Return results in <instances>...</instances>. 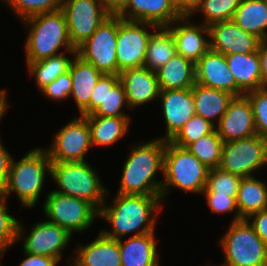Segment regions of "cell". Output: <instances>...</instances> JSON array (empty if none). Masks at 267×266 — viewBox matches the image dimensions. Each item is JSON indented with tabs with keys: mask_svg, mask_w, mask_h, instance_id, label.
<instances>
[{
	"mask_svg": "<svg viewBox=\"0 0 267 266\" xmlns=\"http://www.w3.org/2000/svg\"><path fill=\"white\" fill-rule=\"evenodd\" d=\"M161 196L134 195L117 193L113 206L106 203L99 210V216L111 224V231L101 230L110 238L121 239L155 232L158 214L162 210ZM140 228V229H139Z\"/></svg>",
	"mask_w": 267,
	"mask_h": 266,
	"instance_id": "obj_1",
	"label": "cell"
},
{
	"mask_svg": "<svg viewBox=\"0 0 267 266\" xmlns=\"http://www.w3.org/2000/svg\"><path fill=\"white\" fill-rule=\"evenodd\" d=\"M165 140L153 139L131 147L123 164L118 193L161 196L163 180H155L158 171L163 173Z\"/></svg>",
	"mask_w": 267,
	"mask_h": 266,
	"instance_id": "obj_2",
	"label": "cell"
},
{
	"mask_svg": "<svg viewBox=\"0 0 267 266\" xmlns=\"http://www.w3.org/2000/svg\"><path fill=\"white\" fill-rule=\"evenodd\" d=\"M22 21L29 28L24 43L26 62H35L66 52L73 56L77 54V49L69 39L66 17L61 9L37 14ZM62 46L65 51H59Z\"/></svg>",
	"mask_w": 267,
	"mask_h": 266,
	"instance_id": "obj_3",
	"label": "cell"
},
{
	"mask_svg": "<svg viewBox=\"0 0 267 266\" xmlns=\"http://www.w3.org/2000/svg\"><path fill=\"white\" fill-rule=\"evenodd\" d=\"M51 165L46 150L39 147L27 152L17 162L12 158L4 196L8 199L12 192L16 193L22 207H34L46 175H51Z\"/></svg>",
	"mask_w": 267,
	"mask_h": 266,
	"instance_id": "obj_4",
	"label": "cell"
},
{
	"mask_svg": "<svg viewBox=\"0 0 267 266\" xmlns=\"http://www.w3.org/2000/svg\"><path fill=\"white\" fill-rule=\"evenodd\" d=\"M209 168L201 163L187 148L165 141L161 197L166 199L170 188L201 194L206 187Z\"/></svg>",
	"mask_w": 267,
	"mask_h": 266,
	"instance_id": "obj_5",
	"label": "cell"
},
{
	"mask_svg": "<svg viewBox=\"0 0 267 266\" xmlns=\"http://www.w3.org/2000/svg\"><path fill=\"white\" fill-rule=\"evenodd\" d=\"M50 176L59 187L53 191L84 199L98 211L106 201L105 195L109 194L97 171L87 161L52 162Z\"/></svg>",
	"mask_w": 267,
	"mask_h": 266,
	"instance_id": "obj_6",
	"label": "cell"
},
{
	"mask_svg": "<svg viewBox=\"0 0 267 266\" xmlns=\"http://www.w3.org/2000/svg\"><path fill=\"white\" fill-rule=\"evenodd\" d=\"M219 244L225 259L220 266H267V245L246 219L231 222Z\"/></svg>",
	"mask_w": 267,
	"mask_h": 266,
	"instance_id": "obj_7",
	"label": "cell"
},
{
	"mask_svg": "<svg viewBox=\"0 0 267 266\" xmlns=\"http://www.w3.org/2000/svg\"><path fill=\"white\" fill-rule=\"evenodd\" d=\"M43 213L52 222L73 232H83L99 217V211L88 201L51 191L45 198Z\"/></svg>",
	"mask_w": 267,
	"mask_h": 266,
	"instance_id": "obj_8",
	"label": "cell"
},
{
	"mask_svg": "<svg viewBox=\"0 0 267 266\" xmlns=\"http://www.w3.org/2000/svg\"><path fill=\"white\" fill-rule=\"evenodd\" d=\"M267 165V139L260 135L223 143L220 168L241 178ZM253 174V175H252Z\"/></svg>",
	"mask_w": 267,
	"mask_h": 266,
	"instance_id": "obj_9",
	"label": "cell"
},
{
	"mask_svg": "<svg viewBox=\"0 0 267 266\" xmlns=\"http://www.w3.org/2000/svg\"><path fill=\"white\" fill-rule=\"evenodd\" d=\"M121 17L110 15L77 48V54L105 74H117L116 40Z\"/></svg>",
	"mask_w": 267,
	"mask_h": 266,
	"instance_id": "obj_10",
	"label": "cell"
},
{
	"mask_svg": "<svg viewBox=\"0 0 267 266\" xmlns=\"http://www.w3.org/2000/svg\"><path fill=\"white\" fill-rule=\"evenodd\" d=\"M157 28L158 26L151 23L121 18L116 40L118 75L124 70L144 65L149 38Z\"/></svg>",
	"mask_w": 267,
	"mask_h": 266,
	"instance_id": "obj_11",
	"label": "cell"
},
{
	"mask_svg": "<svg viewBox=\"0 0 267 266\" xmlns=\"http://www.w3.org/2000/svg\"><path fill=\"white\" fill-rule=\"evenodd\" d=\"M69 39L77 49L110 16L101 0H62Z\"/></svg>",
	"mask_w": 267,
	"mask_h": 266,
	"instance_id": "obj_12",
	"label": "cell"
},
{
	"mask_svg": "<svg viewBox=\"0 0 267 266\" xmlns=\"http://www.w3.org/2000/svg\"><path fill=\"white\" fill-rule=\"evenodd\" d=\"M93 147L91 131L84 116L76 117L57 131L49 148L45 149L52 162H82Z\"/></svg>",
	"mask_w": 267,
	"mask_h": 266,
	"instance_id": "obj_13",
	"label": "cell"
},
{
	"mask_svg": "<svg viewBox=\"0 0 267 266\" xmlns=\"http://www.w3.org/2000/svg\"><path fill=\"white\" fill-rule=\"evenodd\" d=\"M23 223L19 222L18 240L24 238L23 252L53 257L59 261L62 258V250L71 242L72 234L48 220L37 222L29 232L24 235Z\"/></svg>",
	"mask_w": 267,
	"mask_h": 266,
	"instance_id": "obj_14",
	"label": "cell"
},
{
	"mask_svg": "<svg viewBox=\"0 0 267 266\" xmlns=\"http://www.w3.org/2000/svg\"><path fill=\"white\" fill-rule=\"evenodd\" d=\"M129 109L126 93L119 75L103 73L98 79L89 102V115L104 117L128 116L122 110Z\"/></svg>",
	"mask_w": 267,
	"mask_h": 266,
	"instance_id": "obj_15",
	"label": "cell"
},
{
	"mask_svg": "<svg viewBox=\"0 0 267 266\" xmlns=\"http://www.w3.org/2000/svg\"><path fill=\"white\" fill-rule=\"evenodd\" d=\"M191 22L189 15H182L167 28L173 34L177 53L195 64L210 49L209 28L202 22Z\"/></svg>",
	"mask_w": 267,
	"mask_h": 266,
	"instance_id": "obj_16",
	"label": "cell"
},
{
	"mask_svg": "<svg viewBox=\"0 0 267 266\" xmlns=\"http://www.w3.org/2000/svg\"><path fill=\"white\" fill-rule=\"evenodd\" d=\"M210 49L224 55L258 51L260 40L244 31L233 20L219 21L208 26Z\"/></svg>",
	"mask_w": 267,
	"mask_h": 266,
	"instance_id": "obj_17",
	"label": "cell"
},
{
	"mask_svg": "<svg viewBox=\"0 0 267 266\" xmlns=\"http://www.w3.org/2000/svg\"><path fill=\"white\" fill-rule=\"evenodd\" d=\"M215 127L223 142L257 135L249 99L245 95L234 97Z\"/></svg>",
	"mask_w": 267,
	"mask_h": 266,
	"instance_id": "obj_18",
	"label": "cell"
},
{
	"mask_svg": "<svg viewBox=\"0 0 267 266\" xmlns=\"http://www.w3.org/2000/svg\"><path fill=\"white\" fill-rule=\"evenodd\" d=\"M159 98L166 125V134L160 139L170 141L183 125L196 114L192 88L160 90Z\"/></svg>",
	"mask_w": 267,
	"mask_h": 266,
	"instance_id": "obj_19",
	"label": "cell"
},
{
	"mask_svg": "<svg viewBox=\"0 0 267 266\" xmlns=\"http://www.w3.org/2000/svg\"><path fill=\"white\" fill-rule=\"evenodd\" d=\"M195 81L198 84L226 91L237 97V84L228 67L225 55L209 49L195 63Z\"/></svg>",
	"mask_w": 267,
	"mask_h": 266,
	"instance_id": "obj_20",
	"label": "cell"
},
{
	"mask_svg": "<svg viewBox=\"0 0 267 266\" xmlns=\"http://www.w3.org/2000/svg\"><path fill=\"white\" fill-rule=\"evenodd\" d=\"M129 108H137L159 97L156 72L145 66L127 69L119 74Z\"/></svg>",
	"mask_w": 267,
	"mask_h": 266,
	"instance_id": "obj_21",
	"label": "cell"
},
{
	"mask_svg": "<svg viewBox=\"0 0 267 266\" xmlns=\"http://www.w3.org/2000/svg\"><path fill=\"white\" fill-rule=\"evenodd\" d=\"M118 16L128 21H140L158 27H167L179 19L182 14L170 0H129Z\"/></svg>",
	"mask_w": 267,
	"mask_h": 266,
	"instance_id": "obj_22",
	"label": "cell"
},
{
	"mask_svg": "<svg viewBox=\"0 0 267 266\" xmlns=\"http://www.w3.org/2000/svg\"><path fill=\"white\" fill-rule=\"evenodd\" d=\"M69 266H122L119 242L101 231L88 245H80Z\"/></svg>",
	"mask_w": 267,
	"mask_h": 266,
	"instance_id": "obj_23",
	"label": "cell"
},
{
	"mask_svg": "<svg viewBox=\"0 0 267 266\" xmlns=\"http://www.w3.org/2000/svg\"><path fill=\"white\" fill-rule=\"evenodd\" d=\"M72 57L73 60L69 68L72 77L70 96L73 97L81 116H87L89 115L91 94L103 73L94 65L81 58L78 54Z\"/></svg>",
	"mask_w": 267,
	"mask_h": 266,
	"instance_id": "obj_24",
	"label": "cell"
},
{
	"mask_svg": "<svg viewBox=\"0 0 267 266\" xmlns=\"http://www.w3.org/2000/svg\"><path fill=\"white\" fill-rule=\"evenodd\" d=\"M237 84V97L261 88V69L258 51L225 55Z\"/></svg>",
	"mask_w": 267,
	"mask_h": 266,
	"instance_id": "obj_25",
	"label": "cell"
},
{
	"mask_svg": "<svg viewBox=\"0 0 267 266\" xmlns=\"http://www.w3.org/2000/svg\"><path fill=\"white\" fill-rule=\"evenodd\" d=\"M154 233L118 239L122 266H160Z\"/></svg>",
	"mask_w": 267,
	"mask_h": 266,
	"instance_id": "obj_26",
	"label": "cell"
},
{
	"mask_svg": "<svg viewBox=\"0 0 267 266\" xmlns=\"http://www.w3.org/2000/svg\"><path fill=\"white\" fill-rule=\"evenodd\" d=\"M196 115L217 124L224 115L234 95L198 83L192 87ZM217 120V121H216ZM216 122V123H215Z\"/></svg>",
	"mask_w": 267,
	"mask_h": 266,
	"instance_id": "obj_27",
	"label": "cell"
},
{
	"mask_svg": "<svg viewBox=\"0 0 267 266\" xmlns=\"http://www.w3.org/2000/svg\"><path fill=\"white\" fill-rule=\"evenodd\" d=\"M160 90L190 89L195 81V64L176 53L156 71Z\"/></svg>",
	"mask_w": 267,
	"mask_h": 266,
	"instance_id": "obj_28",
	"label": "cell"
},
{
	"mask_svg": "<svg viewBox=\"0 0 267 266\" xmlns=\"http://www.w3.org/2000/svg\"><path fill=\"white\" fill-rule=\"evenodd\" d=\"M91 131L92 146H110L115 144L129 130L130 116L104 117L98 115L84 116Z\"/></svg>",
	"mask_w": 267,
	"mask_h": 266,
	"instance_id": "obj_29",
	"label": "cell"
},
{
	"mask_svg": "<svg viewBox=\"0 0 267 266\" xmlns=\"http://www.w3.org/2000/svg\"><path fill=\"white\" fill-rule=\"evenodd\" d=\"M232 20L260 41L267 39V6L265 0H241Z\"/></svg>",
	"mask_w": 267,
	"mask_h": 266,
	"instance_id": "obj_30",
	"label": "cell"
},
{
	"mask_svg": "<svg viewBox=\"0 0 267 266\" xmlns=\"http://www.w3.org/2000/svg\"><path fill=\"white\" fill-rule=\"evenodd\" d=\"M240 220L267 209V183L254 176L243 177L236 196Z\"/></svg>",
	"mask_w": 267,
	"mask_h": 266,
	"instance_id": "obj_31",
	"label": "cell"
},
{
	"mask_svg": "<svg viewBox=\"0 0 267 266\" xmlns=\"http://www.w3.org/2000/svg\"><path fill=\"white\" fill-rule=\"evenodd\" d=\"M176 53V42L172 32L167 27H158L157 32L153 31L149 38L143 66L156 72Z\"/></svg>",
	"mask_w": 267,
	"mask_h": 266,
	"instance_id": "obj_32",
	"label": "cell"
},
{
	"mask_svg": "<svg viewBox=\"0 0 267 266\" xmlns=\"http://www.w3.org/2000/svg\"><path fill=\"white\" fill-rule=\"evenodd\" d=\"M73 58L64 53L41 59L35 62H26L30 76L35 77L40 91L54 81L60 74L69 71Z\"/></svg>",
	"mask_w": 267,
	"mask_h": 266,
	"instance_id": "obj_33",
	"label": "cell"
},
{
	"mask_svg": "<svg viewBox=\"0 0 267 266\" xmlns=\"http://www.w3.org/2000/svg\"><path fill=\"white\" fill-rule=\"evenodd\" d=\"M241 0H197L189 16L202 13L203 24L209 26L215 22L232 20Z\"/></svg>",
	"mask_w": 267,
	"mask_h": 266,
	"instance_id": "obj_34",
	"label": "cell"
},
{
	"mask_svg": "<svg viewBox=\"0 0 267 266\" xmlns=\"http://www.w3.org/2000/svg\"><path fill=\"white\" fill-rule=\"evenodd\" d=\"M223 140L216 129L191 143L187 149L209 169L218 168L221 164Z\"/></svg>",
	"mask_w": 267,
	"mask_h": 266,
	"instance_id": "obj_35",
	"label": "cell"
},
{
	"mask_svg": "<svg viewBox=\"0 0 267 266\" xmlns=\"http://www.w3.org/2000/svg\"><path fill=\"white\" fill-rule=\"evenodd\" d=\"M216 129L215 124L202 116L193 115L170 140L176 146L187 148L200 137L212 133Z\"/></svg>",
	"mask_w": 267,
	"mask_h": 266,
	"instance_id": "obj_36",
	"label": "cell"
},
{
	"mask_svg": "<svg viewBox=\"0 0 267 266\" xmlns=\"http://www.w3.org/2000/svg\"><path fill=\"white\" fill-rule=\"evenodd\" d=\"M241 177L218 168L208 172L207 184L202 192H217L222 195L236 197L241 182Z\"/></svg>",
	"mask_w": 267,
	"mask_h": 266,
	"instance_id": "obj_37",
	"label": "cell"
},
{
	"mask_svg": "<svg viewBox=\"0 0 267 266\" xmlns=\"http://www.w3.org/2000/svg\"><path fill=\"white\" fill-rule=\"evenodd\" d=\"M22 20L61 9L62 0H3Z\"/></svg>",
	"mask_w": 267,
	"mask_h": 266,
	"instance_id": "obj_38",
	"label": "cell"
},
{
	"mask_svg": "<svg viewBox=\"0 0 267 266\" xmlns=\"http://www.w3.org/2000/svg\"><path fill=\"white\" fill-rule=\"evenodd\" d=\"M250 101L257 135L267 139V88L244 94Z\"/></svg>",
	"mask_w": 267,
	"mask_h": 266,
	"instance_id": "obj_39",
	"label": "cell"
},
{
	"mask_svg": "<svg viewBox=\"0 0 267 266\" xmlns=\"http://www.w3.org/2000/svg\"><path fill=\"white\" fill-rule=\"evenodd\" d=\"M7 198L0 193V243L8 248L18 241L19 222L11 216L6 205Z\"/></svg>",
	"mask_w": 267,
	"mask_h": 266,
	"instance_id": "obj_40",
	"label": "cell"
},
{
	"mask_svg": "<svg viewBox=\"0 0 267 266\" xmlns=\"http://www.w3.org/2000/svg\"><path fill=\"white\" fill-rule=\"evenodd\" d=\"M72 77L70 71L60 74L54 81L44 87L41 92L50 100L63 101L70 97Z\"/></svg>",
	"mask_w": 267,
	"mask_h": 266,
	"instance_id": "obj_41",
	"label": "cell"
},
{
	"mask_svg": "<svg viewBox=\"0 0 267 266\" xmlns=\"http://www.w3.org/2000/svg\"><path fill=\"white\" fill-rule=\"evenodd\" d=\"M205 195L207 204L213 213H228L236 211L232 222L239 221L240 215L236 205V197L218 194L217 192H201Z\"/></svg>",
	"mask_w": 267,
	"mask_h": 266,
	"instance_id": "obj_42",
	"label": "cell"
},
{
	"mask_svg": "<svg viewBox=\"0 0 267 266\" xmlns=\"http://www.w3.org/2000/svg\"><path fill=\"white\" fill-rule=\"evenodd\" d=\"M246 220L253 227L261 240L267 245V209L251 214Z\"/></svg>",
	"mask_w": 267,
	"mask_h": 266,
	"instance_id": "obj_43",
	"label": "cell"
},
{
	"mask_svg": "<svg viewBox=\"0 0 267 266\" xmlns=\"http://www.w3.org/2000/svg\"><path fill=\"white\" fill-rule=\"evenodd\" d=\"M12 158L0 139V193H3L6 187Z\"/></svg>",
	"mask_w": 267,
	"mask_h": 266,
	"instance_id": "obj_44",
	"label": "cell"
},
{
	"mask_svg": "<svg viewBox=\"0 0 267 266\" xmlns=\"http://www.w3.org/2000/svg\"><path fill=\"white\" fill-rule=\"evenodd\" d=\"M26 258L19 266H56L59 263L58 259L48 256L25 253Z\"/></svg>",
	"mask_w": 267,
	"mask_h": 266,
	"instance_id": "obj_45",
	"label": "cell"
},
{
	"mask_svg": "<svg viewBox=\"0 0 267 266\" xmlns=\"http://www.w3.org/2000/svg\"><path fill=\"white\" fill-rule=\"evenodd\" d=\"M258 54L260 57L261 88H267V39L259 42Z\"/></svg>",
	"mask_w": 267,
	"mask_h": 266,
	"instance_id": "obj_46",
	"label": "cell"
},
{
	"mask_svg": "<svg viewBox=\"0 0 267 266\" xmlns=\"http://www.w3.org/2000/svg\"><path fill=\"white\" fill-rule=\"evenodd\" d=\"M110 15H118L127 5L129 0H101Z\"/></svg>",
	"mask_w": 267,
	"mask_h": 266,
	"instance_id": "obj_47",
	"label": "cell"
},
{
	"mask_svg": "<svg viewBox=\"0 0 267 266\" xmlns=\"http://www.w3.org/2000/svg\"><path fill=\"white\" fill-rule=\"evenodd\" d=\"M197 0H170L174 7L182 14L189 15Z\"/></svg>",
	"mask_w": 267,
	"mask_h": 266,
	"instance_id": "obj_48",
	"label": "cell"
},
{
	"mask_svg": "<svg viewBox=\"0 0 267 266\" xmlns=\"http://www.w3.org/2000/svg\"><path fill=\"white\" fill-rule=\"evenodd\" d=\"M6 90H0V121L8 109Z\"/></svg>",
	"mask_w": 267,
	"mask_h": 266,
	"instance_id": "obj_49",
	"label": "cell"
},
{
	"mask_svg": "<svg viewBox=\"0 0 267 266\" xmlns=\"http://www.w3.org/2000/svg\"><path fill=\"white\" fill-rule=\"evenodd\" d=\"M6 249H8V247L0 243V263H1V258L3 257V254L5 253Z\"/></svg>",
	"mask_w": 267,
	"mask_h": 266,
	"instance_id": "obj_50",
	"label": "cell"
}]
</instances>
